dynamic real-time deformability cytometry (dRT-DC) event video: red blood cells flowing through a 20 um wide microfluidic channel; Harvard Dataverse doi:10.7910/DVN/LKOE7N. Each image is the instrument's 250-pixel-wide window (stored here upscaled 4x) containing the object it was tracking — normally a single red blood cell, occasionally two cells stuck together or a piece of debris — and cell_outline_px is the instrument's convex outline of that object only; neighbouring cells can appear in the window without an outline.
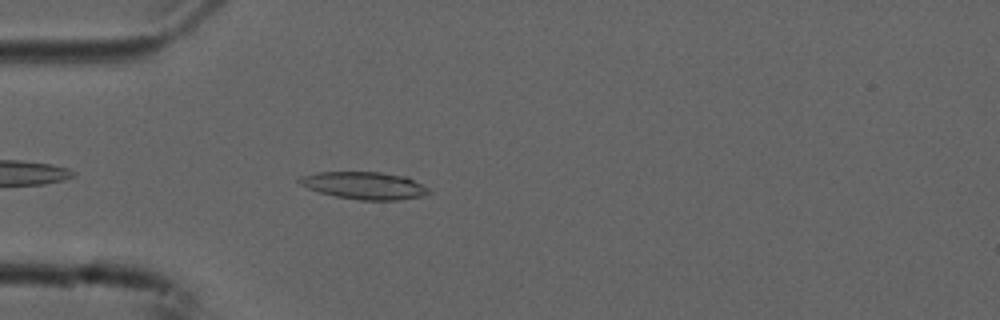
{"species": "common noctule bat (a hibernating species)", "species_latin": "Nyctalus noctula", "temperature_condition": "cold", "stored_images_in_passage": 5, "camera_frame_rate_fps": 3000, "um_per_image_px": 0.085, "animal": {"sex": "male", "forearm_length_mm": 52.5}, "frame": {"image": 1, "passage_image": 5, "time_ms": 1.333, "image_size_px": [1000, 320], "cell_outline_px": [[432, 192], [424, 196], [400, 200], [360, 200], [336, 196], [320, 192], [308, 188], [300, 184], [296, 180], [300, 176], [320, 172], [380, 172], [408, 176], [428, 188]], "centroid_in_image_um": [31.01, 15.77], "position_along_channel_um": 54.0, "area_um2": 20.75}}